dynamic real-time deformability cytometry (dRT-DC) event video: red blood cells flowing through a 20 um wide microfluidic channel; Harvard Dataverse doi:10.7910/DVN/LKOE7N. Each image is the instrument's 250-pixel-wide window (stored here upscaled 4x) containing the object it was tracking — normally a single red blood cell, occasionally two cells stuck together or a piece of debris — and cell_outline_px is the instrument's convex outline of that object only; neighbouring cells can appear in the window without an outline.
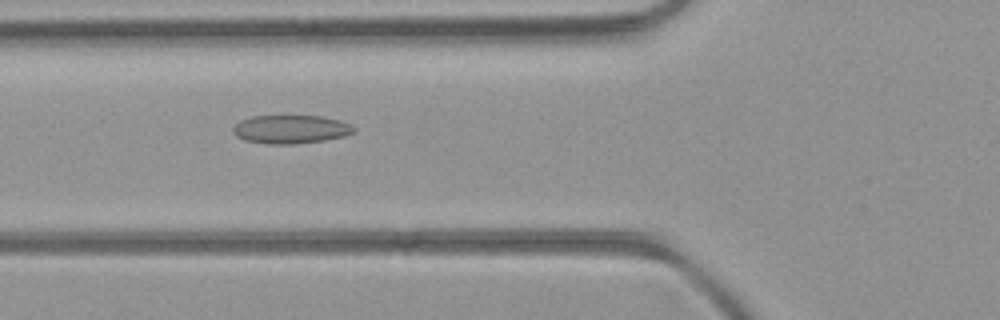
{"species": "common noctule bat (a hibernating species)", "species_latin": "Nyctalus noctula", "temperature_condition": "room temperature", "stored_images_in_passage": 38, "camera_frame_rate_fps": 3000, "um_per_image_px": 0.085, "animal": {"sex": "female", "body_mass_g": 21.9}, "frame": {"image": 1, "passage_image": 7, "time_ms": 2.0, "image_size_px": [1000, 320], "cell_outline_px": [[356, 128], [352, 132], [344, 136], [324, 140], [292, 144], [268, 144], [244, 140], [236, 136], [232, 132], [232, 128], [240, 120], [252, 116], [324, 116], [340, 120]], "centroid_in_image_um": [24.67, 10.98], "position_along_channel_um": 101.1, "area_um2": 20.0}}
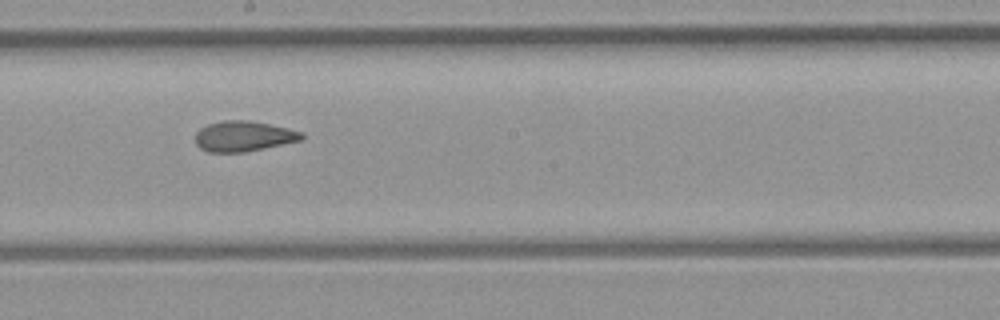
{"frame": {"image": 2, "passage_image": 16, "time_ms": 5.0, "image_size_px": [1000, 320], "cell_outline_px": [[304, 136], [300, 140], [264, 148], [244, 152], [208, 152], [200, 148], [196, 144], [196, 132], [200, 128], [208, 124], [224, 120], [248, 120], [288, 128], [304, 132]], "centroid_in_image_um": [20.69, 11.57], "position_along_channel_um": 227.5, "area_um2": 18.73}}
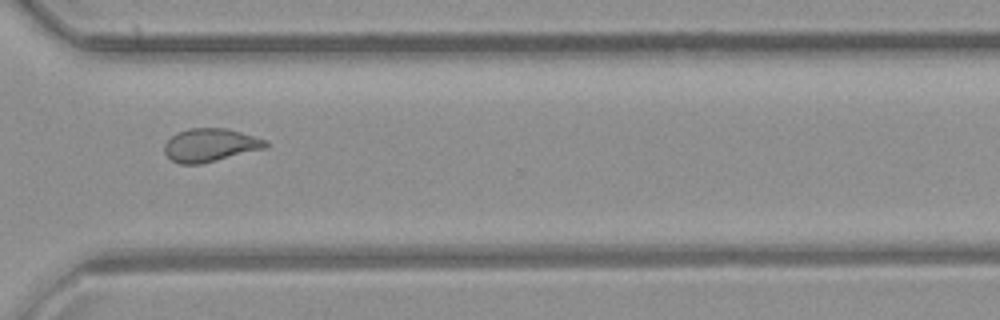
{"frame": {"image": 3, "passage_image": 25, "time_ms": 8.0, "image_size_px": [1000, 320], "cell_outline_px": [[268, 148], [200, 164], [180, 164], [172, 160], [164, 152], [164, 144], [176, 132], [188, 128], [224, 128], [240, 132], [268, 140]], "centroid_in_image_um": [17.88, 12.33], "position_along_channel_um": 352.7, "area_um2": 19.65}, "authors_computed_cell_mechanics": {"area_um2": 19.5653, "velocity_mm_per_s": 4.1823, "shape_relaxation_time_tau1_ms": null, "shape_relaxation_time_tau2_ms": 1.8563, "deformation_change_tau1": null, "deformation_change_tau2": 0.0943}}